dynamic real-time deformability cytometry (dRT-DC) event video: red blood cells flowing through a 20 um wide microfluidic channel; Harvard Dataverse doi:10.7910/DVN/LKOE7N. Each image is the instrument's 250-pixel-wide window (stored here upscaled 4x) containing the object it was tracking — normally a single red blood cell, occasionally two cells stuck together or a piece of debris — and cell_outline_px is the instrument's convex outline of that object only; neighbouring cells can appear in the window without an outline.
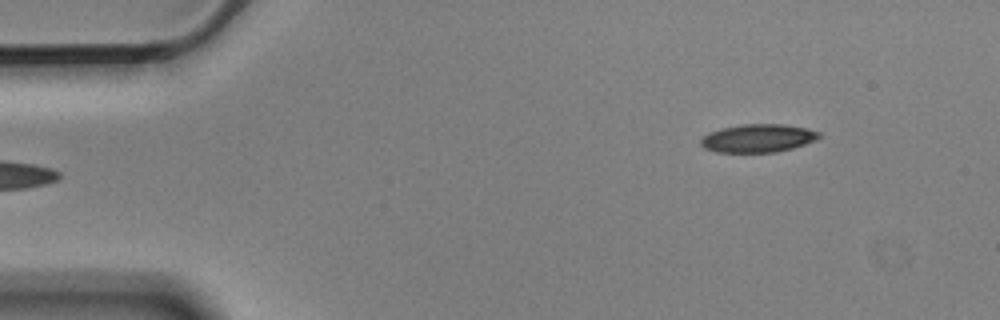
{"species": "Egyptian fruit bat (a non-hibernating species)", "species_latin": "Rousettus aegyptiacus", "temperature_condition": "cold", "stored_images_in_passage": 4, "camera_frame_rate_fps": 3000, "um_per_image_px": 0.085, "animal": {"sex": "male"}, "frame": {"image": 1, "passage_image": 4, "time_ms": 1.0, "image_size_px": [1000, 320], "cell_outline_px": [[820, 136], [816, 140], [792, 148], [776, 152], [716, 152], [704, 148], [700, 144], [700, 140], [708, 132], [720, 128], [744, 124], [784, 124], [808, 128], [820, 132]], "centroid_in_image_um": [64.42, 11.74], "position_along_channel_um": 20.6, "area_um2": 19.48}}